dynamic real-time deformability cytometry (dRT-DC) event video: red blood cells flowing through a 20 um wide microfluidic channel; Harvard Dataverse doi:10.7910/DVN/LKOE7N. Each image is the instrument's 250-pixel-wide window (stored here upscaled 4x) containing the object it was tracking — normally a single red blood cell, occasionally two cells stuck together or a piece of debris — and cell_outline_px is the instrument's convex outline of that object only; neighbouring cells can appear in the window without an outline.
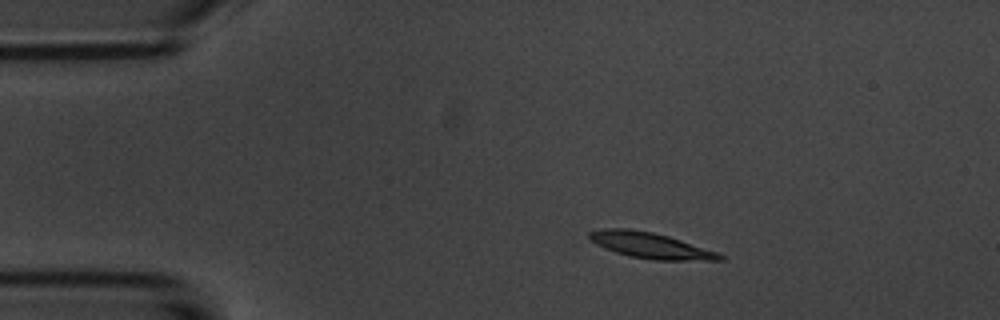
{"species": "common noctule bat (a hibernating species)", "species_latin": "Nyctalus noctula", "temperature_condition": "room temperature", "stored_images_in_passage": 9, "camera_frame_rate_fps": 3000, "um_per_image_px": 0.085, "animal": {"sex": "male", "body_mass_g": 20.1, "forearm_length_mm": 53.5}, "frame": {"image": 1, "passage_image": 1, "time_ms": 0.0, "image_size_px": [1000, 320], "cell_outline_px": [[724, 260], [652, 260], [632, 256], [616, 252], [604, 248], [588, 240], [588, 232], [604, 228], [628, 228], [652, 232], [668, 236], [716, 252], [724, 256]], "centroid_in_image_um": [55.22, 20.85], "position_along_channel_um": 29.8, "area_um2": 19.42}}
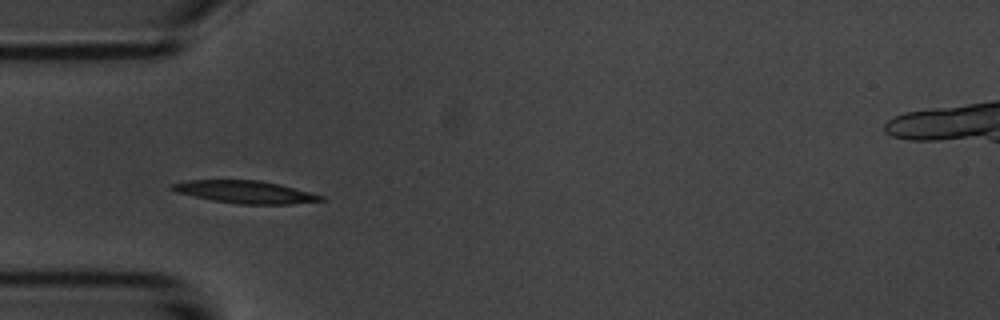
{"frame": {"image": 2, "passage_image": 3, "time_ms": 2.333, "image_size_px": [1000, 320], "cell_outline_px": [[328, 200], [292, 204], [240, 204], [212, 200], [176, 192], [168, 188], [168, 184], [188, 180], [260, 180], [280, 184], [324, 196]], "centroid_in_image_um": [20.83, 16.31], "position_along_channel_um": 64.2, "area_um2": 19.65}}
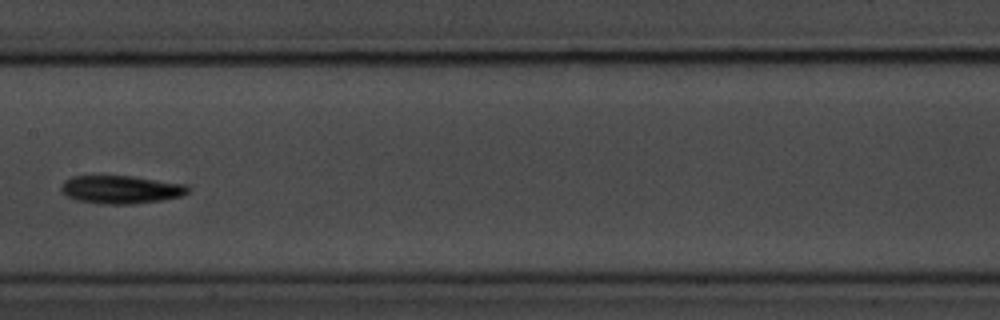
{"frame": {"image": 3, "passage_image": 6, "time_ms": 6.0, "image_size_px": [1000, 320], "cell_outline_px": [[188, 192], [180, 196], [164, 200], [132, 204], [100, 204], [76, 200], [60, 192], [60, 188], [64, 180], [72, 176], [132, 176], [188, 184]], "centroid_in_image_um": [10.26, 16.11], "position_along_channel_um": 197.1, "area_um2": 20.92}}